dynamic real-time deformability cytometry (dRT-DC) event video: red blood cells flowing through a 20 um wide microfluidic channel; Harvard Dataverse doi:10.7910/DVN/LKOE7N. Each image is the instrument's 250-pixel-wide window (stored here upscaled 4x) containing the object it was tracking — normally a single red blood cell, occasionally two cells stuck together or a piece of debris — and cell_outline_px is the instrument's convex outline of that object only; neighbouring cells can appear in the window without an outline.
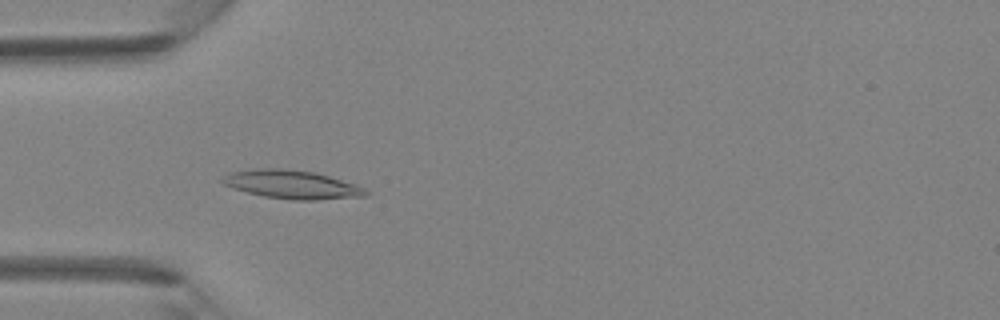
{"species": "Egyptian fruit bat (a non-hibernating species)", "species_latin": "Rousettus aegyptiacus", "temperature_condition": "room temperature", "stored_images_in_passage": 35, "camera_frame_rate_fps": 3000, "um_per_image_px": 0.085, "animal": {"sex": "female"}, "frame": {"image": 1, "passage_image": 6, "time_ms": 1.667, "image_size_px": [1000, 320], "cell_outline_px": [[368, 196], [316, 200], [292, 200], [264, 196], [232, 188], [224, 184], [220, 180], [224, 176], [232, 172], [252, 168], [284, 168], [312, 172], [328, 176], [356, 184], [364, 188], [368, 192]], "centroid_in_image_um": [24.81, 15.68], "position_along_channel_um": 60.2, "area_um2": 23.76}}
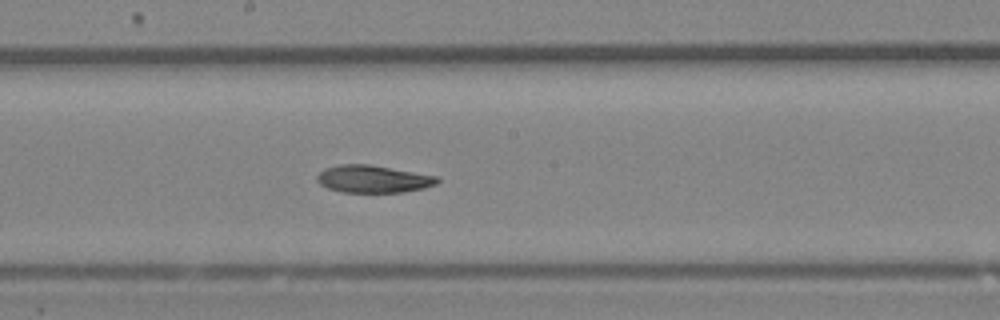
{"frame": {"image": 2, "passage_image": 16, "time_ms": 5.0, "image_size_px": [1000, 320], "cell_outline_px": [[440, 180], [436, 184], [424, 188], [400, 192], [340, 192], [328, 188], [320, 184], [316, 180], [316, 176], [324, 168], [340, 164], [368, 164], [440, 176]], "centroid_in_image_um": [31.72, 15.21], "position_along_channel_um": 216.5, "area_um2": 19.31}}
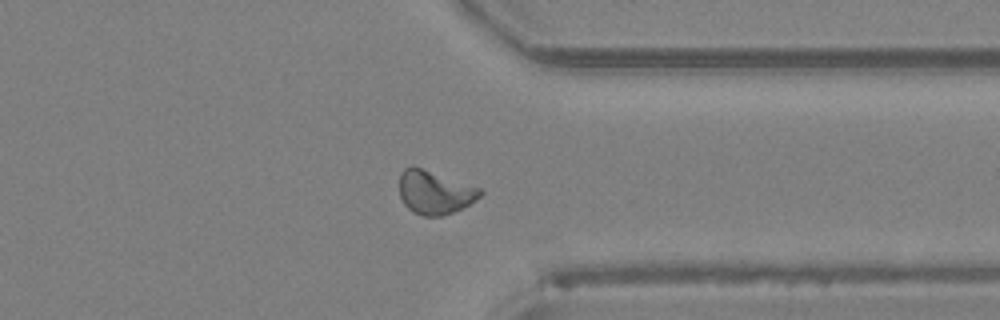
{"frame": {"image": 3, "passage_image": 26, "time_ms": 8.333, "image_size_px": [1000, 320], "cell_outline_px": [[484, 192], [476, 200], [452, 212], [440, 216], [424, 216], [412, 212], [404, 204], [400, 196], [400, 172], [404, 168], [412, 164], [480, 188]], "centroid_in_image_um": [36.91, 16.33], "position_along_channel_um": 374.5, "area_um2": 20.46}}